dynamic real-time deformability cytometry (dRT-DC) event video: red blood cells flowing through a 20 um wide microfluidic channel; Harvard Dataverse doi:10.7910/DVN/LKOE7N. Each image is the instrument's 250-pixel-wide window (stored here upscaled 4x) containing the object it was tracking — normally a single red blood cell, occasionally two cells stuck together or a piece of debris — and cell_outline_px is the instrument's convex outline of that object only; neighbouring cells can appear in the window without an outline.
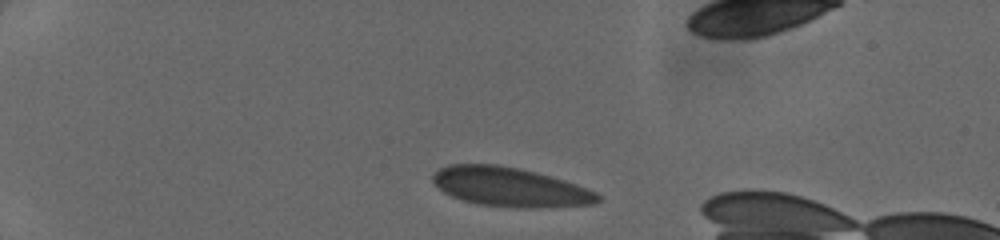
{"species": "human", "species_latin": "Homo sapiens", "temperature_condition": "cold", "stored_images_in_passage": 38, "camera_frame_rate_fps": 3000, "um_per_image_px": 0.085, "donor": {"sex": "female"}, "frame": {"image": 1, "passage_image": 1, "time_ms": 0.0, "image_size_px": [1000, 240], "cell_outline_px": [[600, 200], [596, 204], [536, 208], [516, 208], [476, 204], [452, 196], [444, 192], [432, 180], [432, 176], [440, 168], [448, 164], [496, 164], [536, 172], [552, 176], [576, 184], [596, 192], [600, 196]], "centroid_in_image_um": [43.37, 15.9], "position_along_channel_um": 41.6, "area_um2": 37.69}}
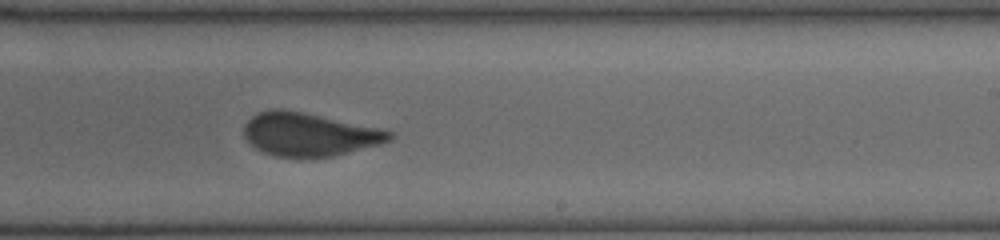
{"frame": {"image": 2, "passage_image": 21, "time_ms": 6.667, "image_size_px": [1000, 240], "cell_outline_px": [[392, 136], [388, 140], [380, 144], [332, 156], [276, 156], [264, 152], [256, 148], [244, 136], [244, 124], [252, 116], [260, 112], [272, 108], [280, 108], [300, 112], [376, 128], [392, 132]], "centroid_in_image_um": [26.21, 11.41], "position_along_channel_um": 262.8, "area_um2": 35.55}}
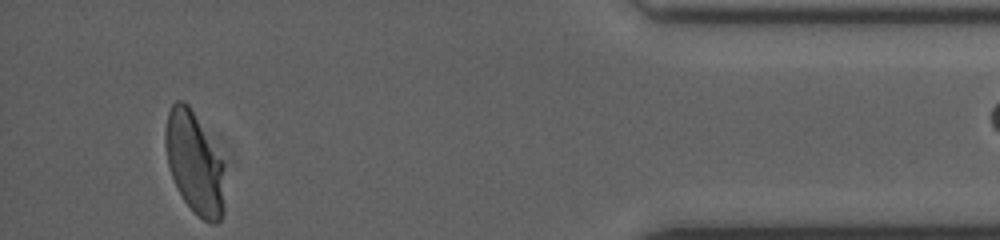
{"frame": {"image": 3, "passage_image": 35, "time_ms": 11.333, "image_size_px": [1000, 240], "cell_outline_px": [[224, 212], [220, 220], [216, 224], [208, 224], [184, 200], [168, 168], [164, 144], [164, 132], [168, 112], [172, 104], [176, 100], [184, 100], [188, 104], [224, 164]], "centroid_in_image_um": [16.52, 13.86], "position_along_channel_um": 418.7, "area_um2": 34.97}}